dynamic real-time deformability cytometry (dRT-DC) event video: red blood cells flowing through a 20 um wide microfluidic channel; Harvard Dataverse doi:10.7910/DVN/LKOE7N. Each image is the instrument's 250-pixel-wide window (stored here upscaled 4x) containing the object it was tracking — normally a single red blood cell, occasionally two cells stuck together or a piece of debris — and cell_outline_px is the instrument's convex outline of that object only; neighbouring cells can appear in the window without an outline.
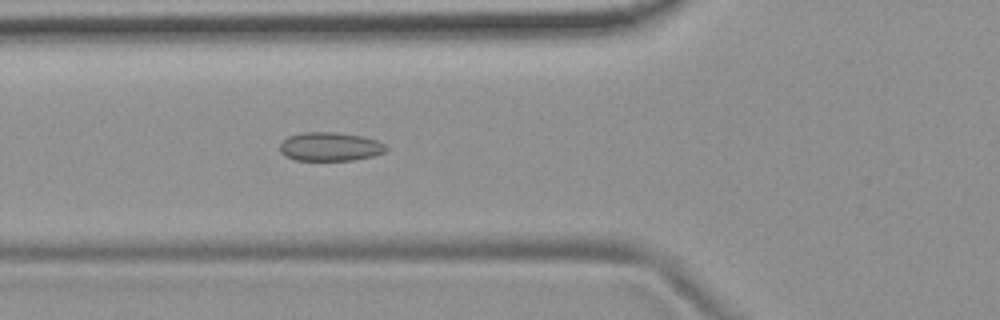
{"species": "common noctule bat (a hibernating species)", "species_latin": "Nyctalus noctula", "temperature_condition": "room temperature", "stored_images_in_passage": 51, "camera_frame_rate_fps": 3000, "um_per_image_px": 0.085, "animal": {"sex": "female", "body_mass_g": 19.9}, "frame": {"image": 1, "passage_image": 17, "time_ms": 5.333, "image_size_px": [1000, 320], "cell_outline_px": [[388, 148], [384, 152], [372, 156], [352, 160], [296, 160], [284, 156], [280, 152], [280, 144], [288, 136], [304, 132], [336, 132], [364, 136], [376, 140], [384, 144]], "centroid_in_image_um": [28.04, 12.46], "position_along_channel_um": 97.8, "area_um2": 17.8}}
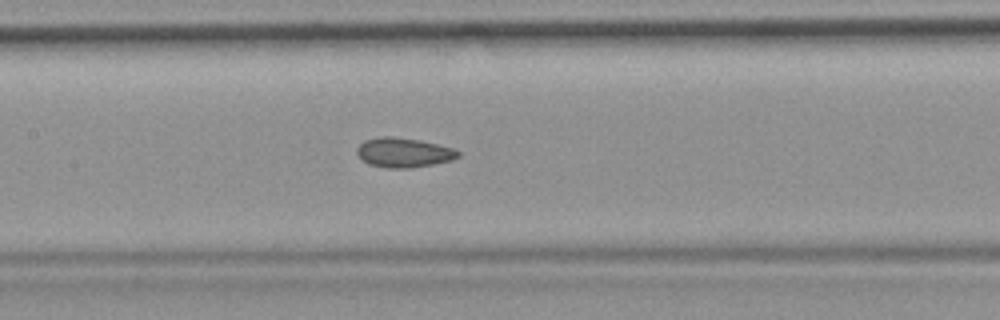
{"frame": {"image": 2, "passage_image": 23, "time_ms": 7.333, "image_size_px": [1000, 320], "cell_outline_px": [[460, 156], [452, 160], [432, 164], [408, 168], [384, 168], [368, 164], [356, 152], [356, 148], [364, 140], [380, 136], [392, 136], [420, 140], [452, 148], [460, 152]], "centroid_in_image_um": [34.29, 12.96], "position_along_channel_um": 173.1, "area_um2": 17.4}}
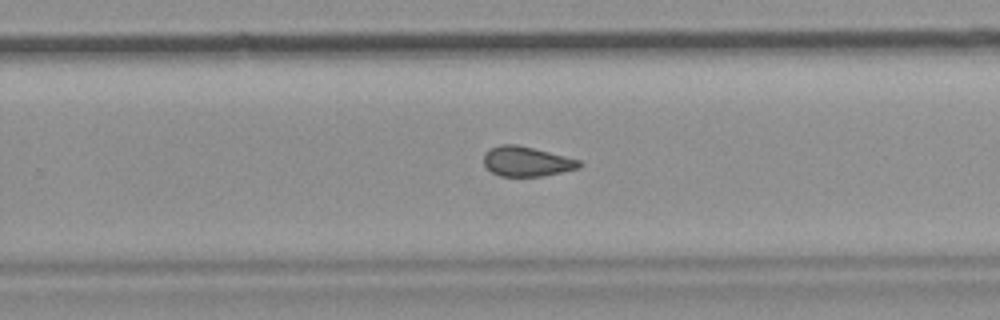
{"frame": {"image": 3, "passage_image": 32, "time_ms": 10.333, "image_size_px": [1000, 320], "cell_outline_px": [[584, 164], [580, 168], [544, 176], [500, 176], [492, 172], [484, 164], [484, 156], [488, 148], [500, 144], [516, 144], [580, 160]], "centroid_in_image_um": [44.77, 13.72], "position_along_channel_um": 285.0, "area_um2": 16.59}, "authors_computed_cell_mechanics": {"area_um2": 17.5712, "velocity_mm_per_s": 3.749, "shape_relaxation_time_tau1_ms": null, "shape_relaxation_time_tau2_ms": 2.2089, "deformation_change_tau1": null, "deformation_change_tau2": 0.091}}